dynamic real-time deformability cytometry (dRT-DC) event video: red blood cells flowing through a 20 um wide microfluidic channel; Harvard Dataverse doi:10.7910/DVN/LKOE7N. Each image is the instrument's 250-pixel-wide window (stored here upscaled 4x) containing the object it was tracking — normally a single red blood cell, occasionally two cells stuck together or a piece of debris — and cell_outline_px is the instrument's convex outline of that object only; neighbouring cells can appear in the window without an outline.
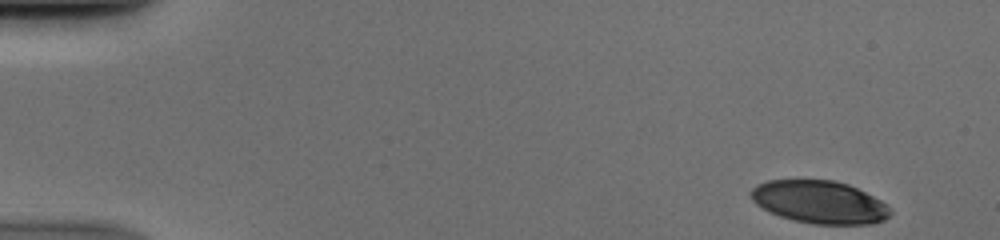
{"species": "human", "species_latin": "Homo sapiens", "temperature_condition": "cold", "stored_images_in_passage": 50, "camera_frame_rate_fps": 3000, "um_per_image_px": 0.085, "donor": {"sex": "male"}, "frame": {"image": 1, "passage_image": 1, "time_ms": 0.0, "image_size_px": [1000, 240], "cell_outline_px": [[892, 212], [884, 220], [872, 224], [812, 224], [792, 220], [768, 212], [756, 204], [748, 196], [748, 192], [756, 184], [768, 180], [836, 180], [848, 184], [880, 200]], "centroid_in_image_um": [69.59, 17.17], "position_along_channel_um": 15.4, "area_um2": 34.85}}
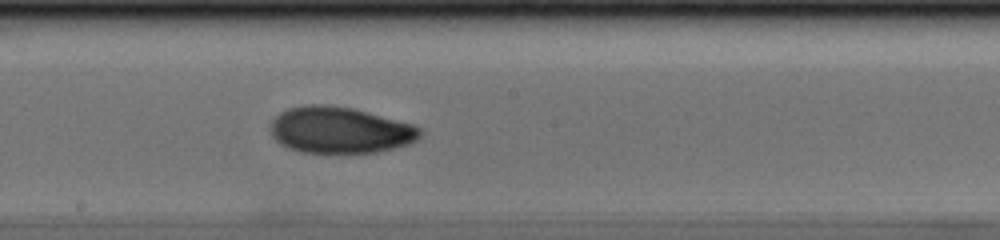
{"frame": {"image": 2, "passage_image": 27, "time_ms": 8.667, "image_size_px": [1000, 240], "cell_outline_px": [[424, 132], [416, 140], [408, 144], [376, 152], [300, 152], [288, 148], [280, 144], [272, 136], [268, 128], [272, 120], [280, 112], [288, 108], [304, 104], [328, 104], [352, 108], [412, 124], [420, 128]], "centroid_in_image_um": [28.84, 11.04], "position_along_channel_um": 219.4, "area_um2": 40.46}}
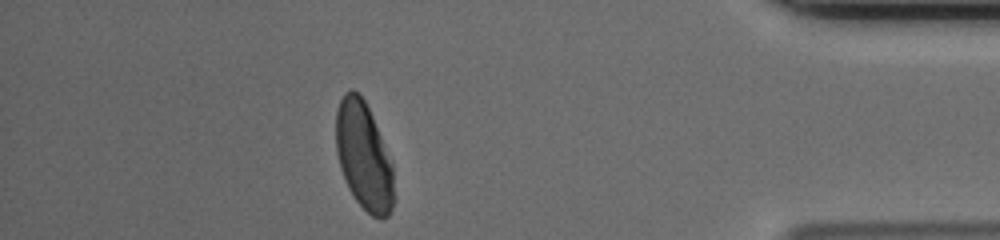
{"frame": {"image": 3, "passage_image": 44, "time_ms": 14.333, "image_size_px": [1000, 240], "cell_outline_px": [[392, 208], [388, 216], [384, 220], [380, 220], [372, 216], [356, 200], [348, 188], [340, 168], [336, 152], [336, 112], [340, 100], [344, 92], [352, 88], [364, 100], [372, 116], [392, 164]], "centroid_in_image_um": [30.89, 13.27], "position_along_channel_um": 404.3, "area_um2": 35.89}}